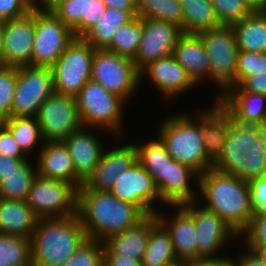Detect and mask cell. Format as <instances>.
<instances>
[{"label": "cell", "instance_id": "obj_1", "mask_svg": "<svg viewBox=\"0 0 266 266\" xmlns=\"http://www.w3.org/2000/svg\"><path fill=\"white\" fill-rule=\"evenodd\" d=\"M198 189L205 200L203 207L241 237L255 214L248 182L212 167L200 174Z\"/></svg>", "mask_w": 266, "mask_h": 266}, {"label": "cell", "instance_id": "obj_58", "mask_svg": "<svg viewBox=\"0 0 266 266\" xmlns=\"http://www.w3.org/2000/svg\"><path fill=\"white\" fill-rule=\"evenodd\" d=\"M263 135L266 136V117L264 118L263 123L260 125Z\"/></svg>", "mask_w": 266, "mask_h": 266}, {"label": "cell", "instance_id": "obj_33", "mask_svg": "<svg viewBox=\"0 0 266 266\" xmlns=\"http://www.w3.org/2000/svg\"><path fill=\"white\" fill-rule=\"evenodd\" d=\"M180 5L183 11V33L197 34L221 25L210 0H180Z\"/></svg>", "mask_w": 266, "mask_h": 266}, {"label": "cell", "instance_id": "obj_21", "mask_svg": "<svg viewBox=\"0 0 266 266\" xmlns=\"http://www.w3.org/2000/svg\"><path fill=\"white\" fill-rule=\"evenodd\" d=\"M171 207H175V212L177 211L175 216L172 214V218L168 219L158 209L156 216L170 233L178 261L186 263L196 260L198 259V248L193 217L182 205H171Z\"/></svg>", "mask_w": 266, "mask_h": 266}, {"label": "cell", "instance_id": "obj_42", "mask_svg": "<svg viewBox=\"0 0 266 266\" xmlns=\"http://www.w3.org/2000/svg\"><path fill=\"white\" fill-rule=\"evenodd\" d=\"M266 71V52L239 51L237 56L236 86L247 77Z\"/></svg>", "mask_w": 266, "mask_h": 266}, {"label": "cell", "instance_id": "obj_28", "mask_svg": "<svg viewBox=\"0 0 266 266\" xmlns=\"http://www.w3.org/2000/svg\"><path fill=\"white\" fill-rule=\"evenodd\" d=\"M38 220L26 201L0 198V233L30 239Z\"/></svg>", "mask_w": 266, "mask_h": 266}, {"label": "cell", "instance_id": "obj_23", "mask_svg": "<svg viewBox=\"0 0 266 266\" xmlns=\"http://www.w3.org/2000/svg\"><path fill=\"white\" fill-rule=\"evenodd\" d=\"M43 143L41 149H38L37 159H34L37 160V175L65 181L78 190L83 182L75 175L72 158L65 144L62 141Z\"/></svg>", "mask_w": 266, "mask_h": 266}, {"label": "cell", "instance_id": "obj_16", "mask_svg": "<svg viewBox=\"0 0 266 266\" xmlns=\"http://www.w3.org/2000/svg\"><path fill=\"white\" fill-rule=\"evenodd\" d=\"M109 192L120 200L138 206L146 215L156 214L153 204L157 200L162 202L152 176L138 161L119 175Z\"/></svg>", "mask_w": 266, "mask_h": 266}, {"label": "cell", "instance_id": "obj_3", "mask_svg": "<svg viewBox=\"0 0 266 266\" xmlns=\"http://www.w3.org/2000/svg\"><path fill=\"white\" fill-rule=\"evenodd\" d=\"M213 168L247 182L265 177L266 136L261 127L239 123L227 112V139Z\"/></svg>", "mask_w": 266, "mask_h": 266}, {"label": "cell", "instance_id": "obj_8", "mask_svg": "<svg viewBox=\"0 0 266 266\" xmlns=\"http://www.w3.org/2000/svg\"><path fill=\"white\" fill-rule=\"evenodd\" d=\"M95 49L82 37H75L64 53L51 67L54 91L76 97L88 80H91L92 59Z\"/></svg>", "mask_w": 266, "mask_h": 266}, {"label": "cell", "instance_id": "obj_13", "mask_svg": "<svg viewBox=\"0 0 266 266\" xmlns=\"http://www.w3.org/2000/svg\"><path fill=\"white\" fill-rule=\"evenodd\" d=\"M36 118L44 142L63 141L83 128L76 98L55 92L41 105Z\"/></svg>", "mask_w": 266, "mask_h": 266}, {"label": "cell", "instance_id": "obj_34", "mask_svg": "<svg viewBox=\"0 0 266 266\" xmlns=\"http://www.w3.org/2000/svg\"><path fill=\"white\" fill-rule=\"evenodd\" d=\"M36 176L37 169L32 168L30 159L22 160L0 180V198L26 201Z\"/></svg>", "mask_w": 266, "mask_h": 266}, {"label": "cell", "instance_id": "obj_26", "mask_svg": "<svg viewBox=\"0 0 266 266\" xmlns=\"http://www.w3.org/2000/svg\"><path fill=\"white\" fill-rule=\"evenodd\" d=\"M172 55L198 86L203 82L201 80L210 77V60L197 34L183 33L178 38Z\"/></svg>", "mask_w": 266, "mask_h": 266}, {"label": "cell", "instance_id": "obj_43", "mask_svg": "<svg viewBox=\"0 0 266 266\" xmlns=\"http://www.w3.org/2000/svg\"><path fill=\"white\" fill-rule=\"evenodd\" d=\"M210 2L221 25H232L252 12L244 0H210Z\"/></svg>", "mask_w": 266, "mask_h": 266}, {"label": "cell", "instance_id": "obj_44", "mask_svg": "<svg viewBox=\"0 0 266 266\" xmlns=\"http://www.w3.org/2000/svg\"><path fill=\"white\" fill-rule=\"evenodd\" d=\"M245 236H244V235ZM245 245H265L266 244V216L255 212L251 218L247 229L242 233Z\"/></svg>", "mask_w": 266, "mask_h": 266}, {"label": "cell", "instance_id": "obj_24", "mask_svg": "<svg viewBox=\"0 0 266 266\" xmlns=\"http://www.w3.org/2000/svg\"><path fill=\"white\" fill-rule=\"evenodd\" d=\"M217 98L219 104L239 123L260 126L266 117L264 95L247 92L240 86H233Z\"/></svg>", "mask_w": 266, "mask_h": 266}, {"label": "cell", "instance_id": "obj_45", "mask_svg": "<svg viewBox=\"0 0 266 266\" xmlns=\"http://www.w3.org/2000/svg\"><path fill=\"white\" fill-rule=\"evenodd\" d=\"M33 8V0H0V20L9 21L24 17Z\"/></svg>", "mask_w": 266, "mask_h": 266}, {"label": "cell", "instance_id": "obj_38", "mask_svg": "<svg viewBox=\"0 0 266 266\" xmlns=\"http://www.w3.org/2000/svg\"><path fill=\"white\" fill-rule=\"evenodd\" d=\"M142 36V20L136 16L115 32L112 42L106 50L133 59L138 51Z\"/></svg>", "mask_w": 266, "mask_h": 266}, {"label": "cell", "instance_id": "obj_35", "mask_svg": "<svg viewBox=\"0 0 266 266\" xmlns=\"http://www.w3.org/2000/svg\"><path fill=\"white\" fill-rule=\"evenodd\" d=\"M137 151V161L152 176L156 184L161 178H165L167 163L173 158L167 153L164 143L157 137L147 143L135 144Z\"/></svg>", "mask_w": 266, "mask_h": 266}, {"label": "cell", "instance_id": "obj_4", "mask_svg": "<svg viewBox=\"0 0 266 266\" xmlns=\"http://www.w3.org/2000/svg\"><path fill=\"white\" fill-rule=\"evenodd\" d=\"M87 239L78 214L39 219L29 239L32 266H63Z\"/></svg>", "mask_w": 266, "mask_h": 266}, {"label": "cell", "instance_id": "obj_19", "mask_svg": "<svg viewBox=\"0 0 266 266\" xmlns=\"http://www.w3.org/2000/svg\"><path fill=\"white\" fill-rule=\"evenodd\" d=\"M199 176L200 174L192 167L172 159L166 165L165 178H161L155 184L162 203L171 206L196 201L199 196L197 192L195 194L190 183L191 179H194L196 183L193 184L198 188Z\"/></svg>", "mask_w": 266, "mask_h": 266}, {"label": "cell", "instance_id": "obj_7", "mask_svg": "<svg viewBox=\"0 0 266 266\" xmlns=\"http://www.w3.org/2000/svg\"><path fill=\"white\" fill-rule=\"evenodd\" d=\"M210 60V78L220 88V95L236 86L238 47L231 25L204 30L197 33ZM222 93V94H221Z\"/></svg>", "mask_w": 266, "mask_h": 266}, {"label": "cell", "instance_id": "obj_54", "mask_svg": "<svg viewBox=\"0 0 266 266\" xmlns=\"http://www.w3.org/2000/svg\"><path fill=\"white\" fill-rule=\"evenodd\" d=\"M62 1L64 0H33V7L43 11H51Z\"/></svg>", "mask_w": 266, "mask_h": 266}, {"label": "cell", "instance_id": "obj_59", "mask_svg": "<svg viewBox=\"0 0 266 266\" xmlns=\"http://www.w3.org/2000/svg\"><path fill=\"white\" fill-rule=\"evenodd\" d=\"M176 266H187V265L185 263H180V264H178Z\"/></svg>", "mask_w": 266, "mask_h": 266}, {"label": "cell", "instance_id": "obj_15", "mask_svg": "<svg viewBox=\"0 0 266 266\" xmlns=\"http://www.w3.org/2000/svg\"><path fill=\"white\" fill-rule=\"evenodd\" d=\"M195 202L185 203L182 206L194 220L198 259L219 257L216 252L224 249V245L238 235L216 213L202 205L199 207L198 201Z\"/></svg>", "mask_w": 266, "mask_h": 266}, {"label": "cell", "instance_id": "obj_5", "mask_svg": "<svg viewBox=\"0 0 266 266\" xmlns=\"http://www.w3.org/2000/svg\"><path fill=\"white\" fill-rule=\"evenodd\" d=\"M188 116L182 113L164 118L158 137L164 143L167 153L176 161L188 165L199 174L213 167L206 157L205 141L202 132L201 113ZM199 115V116H198ZM197 117V118H196Z\"/></svg>", "mask_w": 266, "mask_h": 266}, {"label": "cell", "instance_id": "obj_2", "mask_svg": "<svg viewBox=\"0 0 266 266\" xmlns=\"http://www.w3.org/2000/svg\"><path fill=\"white\" fill-rule=\"evenodd\" d=\"M77 214L88 239L101 242L147 216L138 206L116 198L109 191L92 190H78Z\"/></svg>", "mask_w": 266, "mask_h": 266}, {"label": "cell", "instance_id": "obj_50", "mask_svg": "<svg viewBox=\"0 0 266 266\" xmlns=\"http://www.w3.org/2000/svg\"><path fill=\"white\" fill-rule=\"evenodd\" d=\"M187 266H233L231 257L199 258L185 263Z\"/></svg>", "mask_w": 266, "mask_h": 266}, {"label": "cell", "instance_id": "obj_48", "mask_svg": "<svg viewBox=\"0 0 266 266\" xmlns=\"http://www.w3.org/2000/svg\"><path fill=\"white\" fill-rule=\"evenodd\" d=\"M239 86L247 92L266 96V71L247 77Z\"/></svg>", "mask_w": 266, "mask_h": 266}, {"label": "cell", "instance_id": "obj_29", "mask_svg": "<svg viewBox=\"0 0 266 266\" xmlns=\"http://www.w3.org/2000/svg\"><path fill=\"white\" fill-rule=\"evenodd\" d=\"M215 104V105H214ZM202 111V132L206 157L214 164L222 155L227 139V111L216 100Z\"/></svg>", "mask_w": 266, "mask_h": 266}, {"label": "cell", "instance_id": "obj_46", "mask_svg": "<svg viewBox=\"0 0 266 266\" xmlns=\"http://www.w3.org/2000/svg\"><path fill=\"white\" fill-rule=\"evenodd\" d=\"M254 211L266 216V176L248 182Z\"/></svg>", "mask_w": 266, "mask_h": 266}, {"label": "cell", "instance_id": "obj_36", "mask_svg": "<svg viewBox=\"0 0 266 266\" xmlns=\"http://www.w3.org/2000/svg\"><path fill=\"white\" fill-rule=\"evenodd\" d=\"M1 123L11 132L27 157L31 158L34 148L39 146V142H44L36 117H9Z\"/></svg>", "mask_w": 266, "mask_h": 266}, {"label": "cell", "instance_id": "obj_6", "mask_svg": "<svg viewBox=\"0 0 266 266\" xmlns=\"http://www.w3.org/2000/svg\"><path fill=\"white\" fill-rule=\"evenodd\" d=\"M75 98L83 128L93 130L98 127V130L100 127L118 136L122 134V110L126 104L122 98L92 79L86 82Z\"/></svg>", "mask_w": 266, "mask_h": 266}, {"label": "cell", "instance_id": "obj_17", "mask_svg": "<svg viewBox=\"0 0 266 266\" xmlns=\"http://www.w3.org/2000/svg\"><path fill=\"white\" fill-rule=\"evenodd\" d=\"M35 35V8L24 17L4 21L3 66L32 65Z\"/></svg>", "mask_w": 266, "mask_h": 266}, {"label": "cell", "instance_id": "obj_49", "mask_svg": "<svg viewBox=\"0 0 266 266\" xmlns=\"http://www.w3.org/2000/svg\"><path fill=\"white\" fill-rule=\"evenodd\" d=\"M103 266H143V265L141 260L133 259V257H122V255H115L104 246Z\"/></svg>", "mask_w": 266, "mask_h": 266}, {"label": "cell", "instance_id": "obj_55", "mask_svg": "<svg viewBox=\"0 0 266 266\" xmlns=\"http://www.w3.org/2000/svg\"><path fill=\"white\" fill-rule=\"evenodd\" d=\"M252 12L266 11V0H244Z\"/></svg>", "mask_w": 266, "mask_h": 266}, {"label": "cell", "instance_id": "obj_27", "mask_svg": "<svg viewBox=\"0 0 266 266\" xmlns=\"http://www.w3.org/2000/svg\"><path fill=\"white\" fill-rule=\"evenodd\" d=\"M150 230L151 215H147L135 226L109 236L103 244L115 255L142 260L147 249Z\"/></svg>", "mask_w": 266, "mask_h": 266}, {"label": "cell", "instance_id": "obj_39", "mask_svg": "<svg viewBox=\"0 0 266 266\" xmlns=\"http://www.w3.org/2000/svg\"><path fill=\"white\" fill-rule=\"evenodd\" d=\"M0 266H32L30 240L0 233Z\"/></svg>", "mask_w": 266, "mask_h": 266}, {"label": "cell", "instance_id": "obj_32", "mask_svg": "<svg viewBox=\"0 0 266 266\" xmlns=\"http://www.w3.org/2000/svg\"><path fill=\"white\" fill-rule=\"evenodd\" d=\"M136 16L137 12L106 7L102 18L82 38L95 50H105L110 46L115 32Z\"/></svg>", "mask_w": 266, "mask_h": 266}, {"label": "cell", "instance_id": "obj_57", "mask_svg": "<svg viewBox=\"0 0 266 266\" xmlns=\"http://www.w3.org/2000/svg\"><path fill=\"white\" fill-rule=\"evenodd\" d=\"M3 28H4V21L0 20V66H3V47H2Z\"/></svg>", "mask_w": 266, "mask_h": 266}, {"label": "cell", "instance_id": "obj_41", "mask_svg": "<svg viewBox=\"0 0 266 266\" xmlns=\"http://www.w3.org/2000/svg\"><path fill=\"white\" fill-rule=\"evenodd\" d=\"M103 249V242L87 239L63 266H103Z\"/></svg>", "mask_w": 266, "mask_h": 266}, {"label": "cell", "instance_id": "obj_12", "mask_svg": "<svg viewBox=\"0 0 266 266\" xmlns=\"http://www.w3.org/2000/svg\"><path fill=\"white\" fill-rule=\"evenodd\" d=\"M74 38L73 30L52 11L35 8L32 66L52 67Z\"/></svg>", "mask_w": 266, "mask_h": 266}, {"label": "cell", "instance_id": "obj_20", "mask_svg": "<svg viewBox=\"0 0 266 266\" xmlns=\"http://www.w3.org/2000/svg\"><path fill=\"white\" fill-rule=\"evenodd\" d=\"M145 75L149 76L155 88L163 96H169L168 98L183 94L197 85L173 55L159 58L144 68L140 72V82Z\"/></svg>", "mask_w": 266, "mask_h": 266}, {"label": "cell", "instance_id": "obj_47", "mask_svg": "<svg viewBox=\"0 0 266 266\" xmlns=\"http://www.w3.org/2000/svg\"><path fill=\"white\" fill-rule=\"evenodd\" d=\"M0 154L11 158H28L20 149L11 132L2 123H0Z\"/></svg>", "mask_w": 266, "mask_h": 266}, {"label": "cell", "instance_id": "obj_51", "mask_svg": "<svg viewBox=\"0 0 266 266\" xmlns=\"http://www.w3.org/2000/svg\"><path fill=\"white\" fill-rule=\"evenodd\" d=\"M241 254L237 261L232 259L233 266H266V263L249 249Z\"/></svg>", "mask_w": 266, "mask_h": 266}, {"label": "cell", "instance_id": "obj_40", "mask_svg": "<svg viewBox=\"0 0 266 266\" xmlns=\"http://www.w3.org/2000/svg\"><path fill=\"white\" fill-rule=\"evenodd\" d=\"M17 82V67L0 66V123L11 115Z\"/></svg>", "mask_w": 266, "mask_h": 266}, {"label": "cell", "instance_id": "obj_53", "mask_svg": "<svg viewBox=\"0 0 266 266\" xmlns=\"http://www.w3.org/2000/svg\"><path fill=\"white\" fill-rule=\"evenodd\" d=\"M22 160L26 159L11 158L0 154V180L14 170L15 166H17Z\"/></svg>", "mask_w": 266, "mask_h": 266}, {"label": "cell", "instance_id": "obj_25", "mask_svg": "<svg viewBox=\"0 0 266 266\" xmlns=\"http://www.w3.org/2000/svg\"><path fill=\"white\" fill-rule=\"evenodd\" d=\"M105 9L101 0H64L51 11L73 30L75 37H83L102 18Z\"/></svg>", "mask_w": 266, "mask_h": 266}, {"label": "cell", "instance_id": "obj_14", "mask_svg": "<svg viewBox=\"0 0 266 266\" xmlns=\"http://www.w3.org/2000/svg\"><path fill=\"white\" fill-rule=\"evenodd\" d=\"M143 36L138 51L132 59L136 69L141 72L153 61L173 54L182 29L171 22L140 18Z\"/></svg>", "mask_w": 266, "mask_h": 266}, {"label": "cell", "instance_id": "obj_56", "mask_svg": "<svg viewBox=\"0 0 266 266\" xmlns=\"http://www.w3.org/2000/svg\"><path fill=\"white\" fill-rule=\"evenodd\" d=\"M247 249L255 253L266 263V244L265 245H245Z\"/></svg>", "mask_w": 266, "mask_h": 266}, {"label": "cell", "instance_id": "obj_37", "mask_svg": "<svg viewBox=\"0 0 266 266\" xmlns=\"http://www.w3.org/2000/svg\"><path fill=\"white\" fill-rule=\"evenodd\" d=\"M137 16L171 22L183 31L180 0H137Z\"/></svg>", "mask_w": 266, "mask_h": 266}, {"label": "cell", "instance_id": "obj_31", "mask_svg": "<svg viewBox=\"0 0 266 266\" xmlns=\"http://www.w3.org/2000/svg\"><path fill=\"white\" fill-rule=\"evenodd\" d=\"M231 26L239 51L266 52V11L251 12Z\"/></svg>", "mask_w": 266, "mask_h": 266}, {"label": "cell", "instance_id": "obj_18", "mask_svg": "<svg viewBox=\"0 0 266 266\" xmlns=\"http://www.w3.org/2000/svg\"><path fill=\"white\" fill-rule=\"evenodd\" d=\"M137 161L135 143L104 149L101 160L78 190L110 191L119 175Z\"/></svg>", "mask_w": 266, "mask_h": 266}, {"label": "cell", "instance_id": "obj_10", "mask_svg": "<svg viewBox=\"0 0 266 266\" xmlns=\"http://www.w3.org/2000/svg\"><path fill=\"white\" fill-rule=\"evenodd\" d=\"M91 79L127 102L140 85V72L132 58L105 50H95Z\"/></svg>", "mask_w": 266, "mask_h": 266}, {"label": "cell", "instance_id": "obj_9", "mask_svg": "<svg viewBox=\"0 0 266 266\" xmlns=\"http://www.w3.org/2000/svg\"><path fill=\"white\" fill-rule=\"evenodd\" d=\"M38 219L77 215L78 190L71 184L37 175L26 199Z\"/></svg>", "mask_w": 266, "mask_h": 266}, {"label": "cell", "instance_id": "obj_22", "mask_svg": "<svg viewBox=\"0 0 266 266\" xmlns=\"http://www.w3.org/2000/svg\"><path fill=\"white\" fill-rule=\"evenodd\" d=\"M83 129L73 132L62 141L72 158L75 175L82 182L87 179L98 165L105 149L103 147L105 143L98 137L99 135L96 131H94V134L91 131L86 132L88 130L86 127Z\"/></svg>", "mask_w": 266, "mask_h": 266}, {"label": "cell", "instance_id": "obj_11", "mask_svg": "<svg viewBox=\"0 0 266 266\" xmlns=\"http://www.w3.org/2000/svg\"><path fill=\"white\" fill-rule=\"evenodd\" d=\"M54 92L51 67H17V82L10 117H36L41 105Z\"/></svg>", "mask_w": 266, "mask_h": 266}, {"label": "cell", "instance_id": "obj_30", "mask_svg": "<svg viewBox=\"0 0 266 266\" xmlns=\"http://www.w3.org/2000/svg\"><path fill=\"white\" fill-rule=\"evenodd\" d=\"M141 261L143 266H176L180 264L170 233L158 220L156 214L151 215L147 249Z\"/></svg>", "mask_w": 266, "mask_h": 266}, {"label": "cell", "instance_id": "obj_52", "mask_svg": "<svg viewBox=\"0 0 266 266\" xmlns=\"http://www.w3.org/2000/svg\"><path fill=\"white\" fill-rule=\"evenodd\" d=\"M106 7L126 12H137V0H101Z\"/></svg>", "mask_w": 266, "mask_h": 266}]
</instances>
